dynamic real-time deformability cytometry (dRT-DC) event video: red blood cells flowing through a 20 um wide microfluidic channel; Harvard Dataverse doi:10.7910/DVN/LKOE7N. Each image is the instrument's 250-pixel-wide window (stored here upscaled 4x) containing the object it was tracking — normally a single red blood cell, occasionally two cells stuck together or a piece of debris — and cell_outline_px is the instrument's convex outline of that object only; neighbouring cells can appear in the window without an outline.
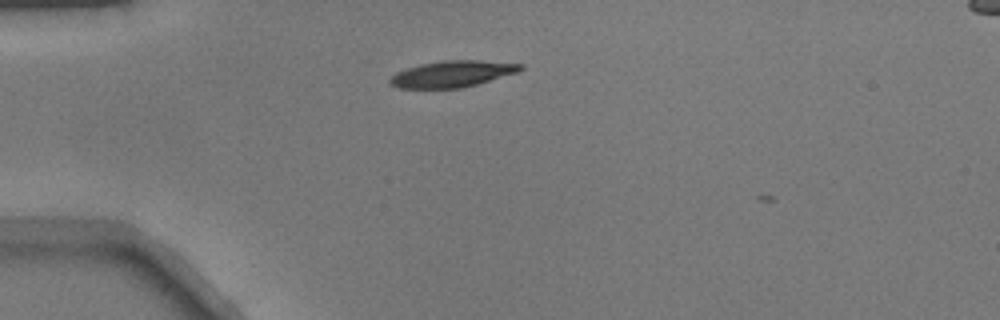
{"species": "common noctule bat (a hibernating species)", "species_latin": "Nyctalus noctula", "temperature_condition": "warm", "stored_images_in_passage": 3, "camera_frame_rate_fps": 3000, "um_per_image_px": 0.085, "animal": {"sex": "male", "body_mass_g": 17.9}, "frame": {"image": 1, "passage_image": 1, "time_ms": 0.0, "image_size_px": [1000, 320], "cell_outline_px": [[524, 68], [516, 72], [476, 84], [460, 88], [400, 88], [388, 84], [388, 80], [396, 72], [420, 64], [444, 60], [480, 60], [524, 64]], "centroid_in_image_um": [38.41, 6.28], "position_along_channel_um": 46.6, "area_um2": 19.88}}